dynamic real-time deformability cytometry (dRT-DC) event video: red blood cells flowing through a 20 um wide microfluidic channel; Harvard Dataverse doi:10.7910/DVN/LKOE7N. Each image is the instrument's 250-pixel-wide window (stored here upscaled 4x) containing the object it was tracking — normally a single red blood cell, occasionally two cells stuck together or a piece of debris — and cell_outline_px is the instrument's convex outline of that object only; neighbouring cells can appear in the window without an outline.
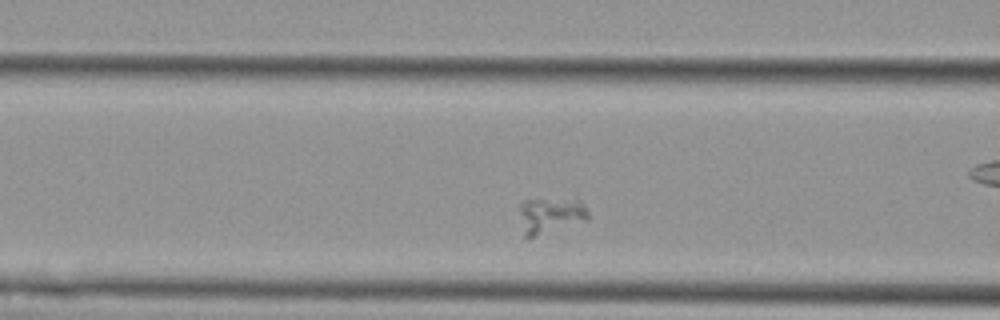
{"species": "Egyptian fruit bat (a non-hibernating species)", "species_latin": "Rousettus aegyptiacus", "temperature_condition": "cold", "stored_images_in_passage": 53, "camera_frame_rate_fps": 3000, "um_per_image_px": 0.085, "animal": {"sex": "female"}, "frame": {"image": 1, "passage_image": 18, "time_ms": 5.667, "image_size_px": [1000, 320], "cell_outline_px": [[588, 220], [528, 240], [524, 236], [520, 212], [520, 204], [524, 200], [576, 196], [588, 212]], "centroid_in_image_um": [46.81, 18.29], "position_along_channel_um": 119.8, "area_um2": 15.14}}
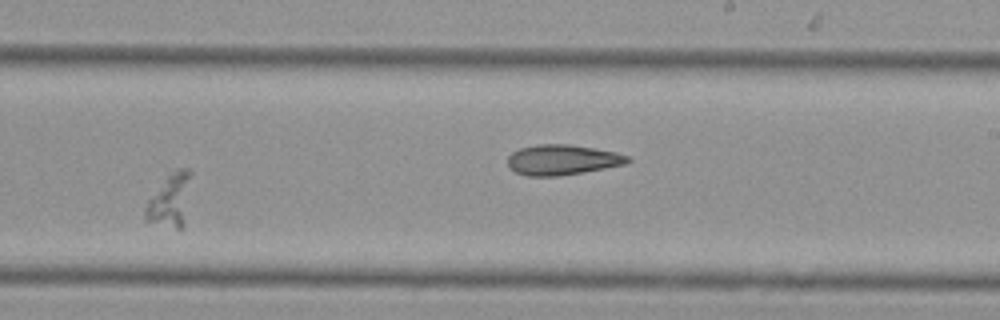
{"frame": {"image": 2, "passage_image": 31, "time_ms": 10.0, "image_size_px": [1000, 320], "cell_outline_px": [[192, 172], [180, 232], [144, 224], [144, 208], [148, 200], [168, 176], [176, 168], [188, 168]], "centroid_in_image_um": [14.38, 17.13], "position_along_channel_um": 274.6, "area_um2": 14.33}}
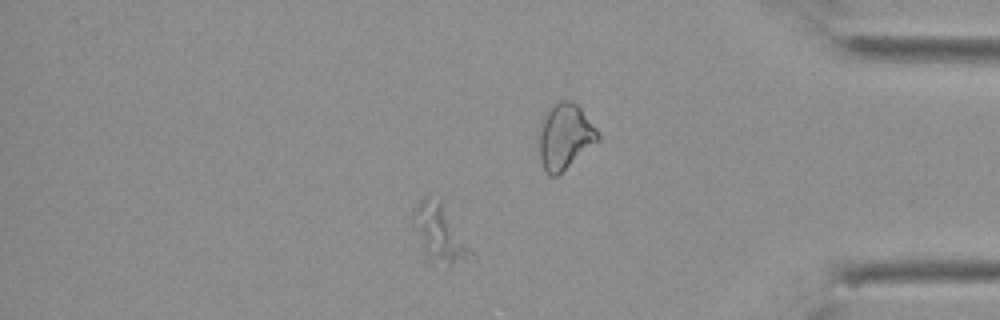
{"frame": {"image": 3, "passage_image": 44, "time_ms": 14.333, "image_size_px": [1000, 320], "cell_outline_px": [[468, 252], [464, 256], [448, 268], [428, 264], [412, 212], [420, 200], [424, 196], [440, 196], [468, 248]], "centroid_in_image_um": [37.27, 19.78], "position_along_channel_um": 397.9, "area_um2": 18.38}}